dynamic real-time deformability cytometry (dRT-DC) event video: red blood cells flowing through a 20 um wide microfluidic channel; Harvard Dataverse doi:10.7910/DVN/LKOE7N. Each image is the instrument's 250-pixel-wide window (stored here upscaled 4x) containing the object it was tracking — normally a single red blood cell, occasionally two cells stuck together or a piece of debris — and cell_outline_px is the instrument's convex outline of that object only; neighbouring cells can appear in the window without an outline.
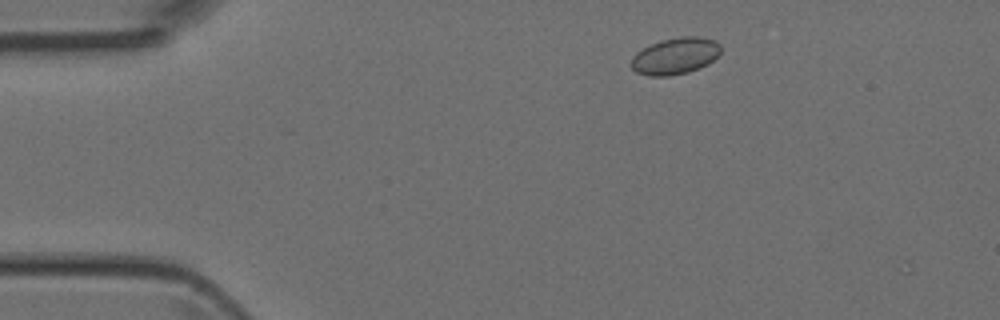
{"species": "Egyptian fruit bat (a non-hibernating species)", "species_latin": "Rousettus aegyptiacus", "temperature_condition": "room temperature", "stored_images_in_passage": 10, "camera_frame_rate_fps": 3000, "um_per_image_px": 0.085, "animal": {"sex": "female"}, "frame": {"image": 1, "passage_image": 4, "time_ms": 1.0, "image_size_px": [1000, 320], "cell_outline_px": [[720, 52], [708, 64], [700, 68], [688, 72], [668, 76], [652, 76], [636, 72], [632, 68], [632, 56], [636, 52], [660, 40], [680, 36], [696, 36], [716, 40], [720, 44]], "centroid_in_image_um": [57.41, 4.75], "position_along_channel_um": 27.6, "area_um2": 19.07}}